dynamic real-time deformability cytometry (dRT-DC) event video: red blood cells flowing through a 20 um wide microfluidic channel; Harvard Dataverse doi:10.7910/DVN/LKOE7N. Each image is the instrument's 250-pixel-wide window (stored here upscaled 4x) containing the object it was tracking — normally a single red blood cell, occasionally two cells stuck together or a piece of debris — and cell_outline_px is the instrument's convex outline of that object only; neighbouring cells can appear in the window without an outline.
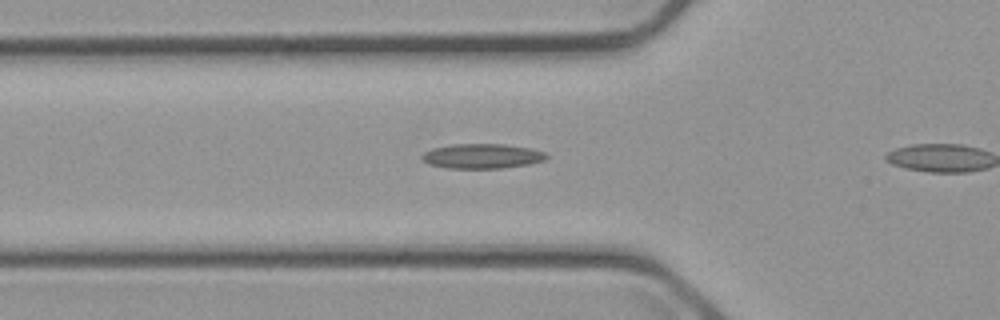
{"species": "common noctule bat (a hibernating species)", "species_latin": "Nyctalus noctula", "temperature_condition": "cold", "stored_images_in_passage": 10, "camera_frame_rate_fps": 3000, "um_per_image_px": 0.085, "animal": {"sex": "male", "body_mass_g": 23.1, "forearm_length_mm": 52.7}, "frame": {"image": 1, "passage_image": 9, "time_ms": 2.667, "image_size_px": [1000, 320], "cell_outline_px": [[548, 156], [544, 160], [528, 164], [504, 168], [448, 168], [428, 164], [420, 156], [424, 152], [432, 148], [452, 144], [504, 144], [528, 148], [544, 152]], "centroid_in_image_um": [40.94, 13.27], "position_along_channel_um": 84.9, "area_um2": 17.86}}